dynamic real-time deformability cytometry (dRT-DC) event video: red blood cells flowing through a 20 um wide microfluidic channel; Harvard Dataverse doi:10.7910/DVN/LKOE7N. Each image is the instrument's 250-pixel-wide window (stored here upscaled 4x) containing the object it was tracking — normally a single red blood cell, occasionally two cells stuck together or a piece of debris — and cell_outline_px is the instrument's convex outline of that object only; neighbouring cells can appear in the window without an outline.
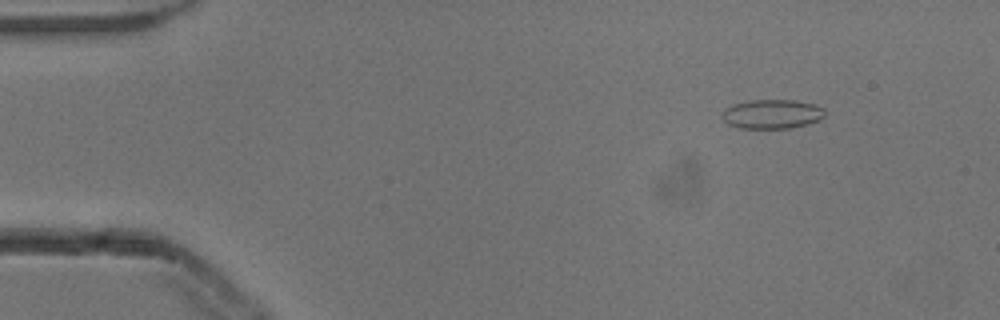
{"species": "common noctule bat (a hibernating species)", "species_latin": "Nyctalus noctula", "temperature_condition": "cold", "stored_images_in_passage": 47, "camera_frame_rate_fps": 3000, "um_per_image_px": 0.085, "animal": {"sex": "male", "body_mass_g": 13.3}, "frame": {"image": 1, "passage_image": 1, "time_ms": 0.0, "image_size_px": [1000, 320], "cell_outline_px": [[824, 116], [820, 120], [808, 124], [792, 128], [740, 128], [728, 124], [724, 120], [724, 108], [732, 104], [748, 100], [796, 100], [816, 104], [824, 108]], "centroid_in_image_um": [65.66, 9.68], "position_along_channel_um": 19.3, "area_um2": 17.63}}
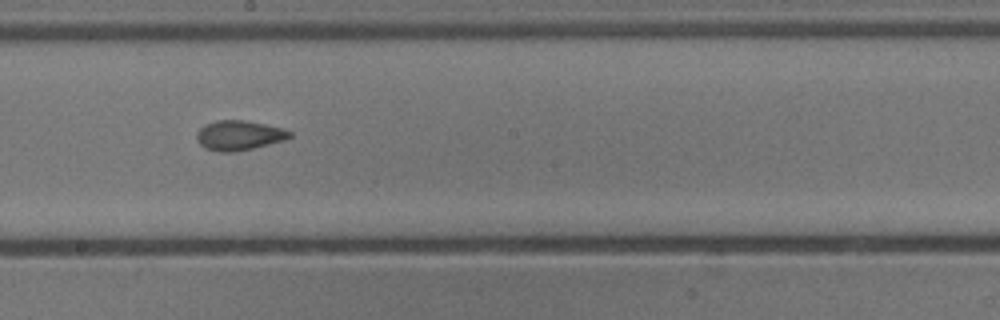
{"frame": {"image": 2, "passage_image": 24, "time_ms": 7.667, "image_size_px": [1000, 320], "cell_outline_px": [[292, 136], [284, 140], [236, 152], [220, 152], [204, 148], [196, 140], [196, 132], [204, 124], [216, 120], [244, 120], [264, 124], [280, 128], [292, 132]], "centroid_in_image_um": [20.26, 11.51], "position_along_channel_um": 227.9, "area_um2": 16.13}}
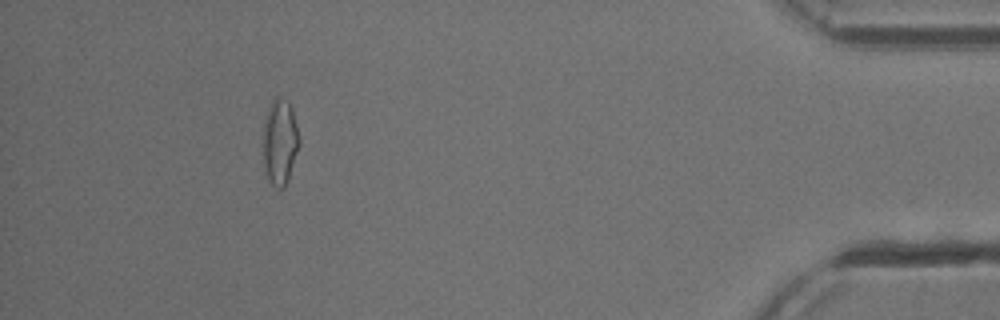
{"frame": {"image": 3, "passage_image": 43, "time_ms": 14.0, "image_size_px": [1000, 320], "cell_outline_px": [[300, 144], [288, 180], [284, 188], [276, 188], [268, 180], [264, 164], [264, 124], [268, 108], [272, 100], [276, 96], [288, 104], [292, 108], [300, 140]], "centroid_in_image_um": [23.8, 12.1], "position_along_channel_um": 411.4, "area_um2": 17.74}, "authors_computed_cell_mechanics": {"area_um2": 16.2418, "velocity_mm_per_s": 3.8929, "shape_relaxation_time_tau1_ms": null, "shape_relaxation_time_tau2_ms": 2.2465, "deformation_change_tau1": null, "deformation_change_tau2": 0.0737}}